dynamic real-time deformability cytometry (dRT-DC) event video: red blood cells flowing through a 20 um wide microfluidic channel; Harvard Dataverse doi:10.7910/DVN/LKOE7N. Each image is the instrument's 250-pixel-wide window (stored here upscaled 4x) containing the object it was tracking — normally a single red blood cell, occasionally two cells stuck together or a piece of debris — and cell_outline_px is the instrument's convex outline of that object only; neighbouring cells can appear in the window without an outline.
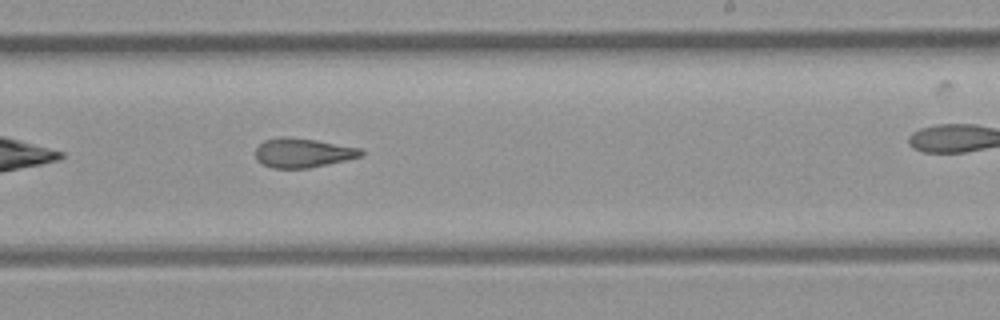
{"species": "common noctule bat (a hibernating species)", "species_latin": "Nyctalus noctula", "temperature_condition": "room temperature", "stored_images_in_passage": 22, "camera_frame_rate_fps": 3000, "um_per_image_px": 0.085, "animal": {"sex": "female", "body_mass_g": 21.9}, "frame": {"image": 1, "passage_image": 13, "time_ms": 4.0, "image_size_px": [1000, 320], "cell_outline_px": [[364, 152], [360, 156], [344, 160], [308, 168], [272, 168], [256, 160], [256, 148], [264, 140], [280, 136], [284, 136], [316, 140], [360, 148]], "centroid_in_image_um": [25.69, 12.98], "position_along_channel_um": 263.3, "area_um2": 17.8}}